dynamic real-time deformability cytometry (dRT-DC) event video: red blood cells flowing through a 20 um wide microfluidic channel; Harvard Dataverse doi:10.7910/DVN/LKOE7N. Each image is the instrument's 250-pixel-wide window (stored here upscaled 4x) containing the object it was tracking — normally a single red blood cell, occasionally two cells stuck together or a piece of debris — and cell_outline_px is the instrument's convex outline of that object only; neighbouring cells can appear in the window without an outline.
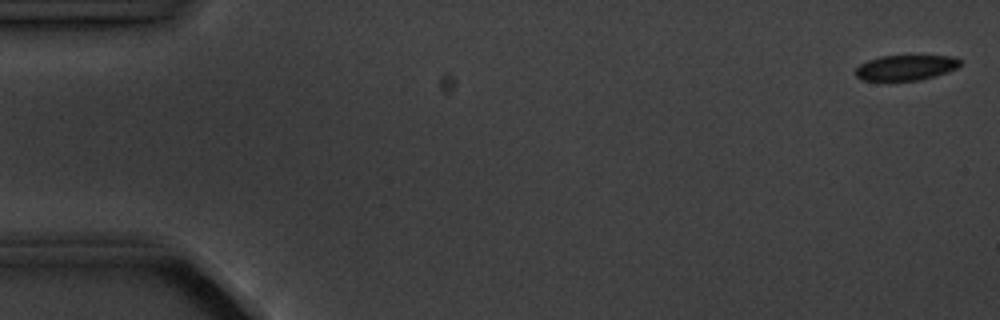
{"species": "common noctule bat (a hibernating species)", "species_latin": "Nyctalus noctula", "temperature_condition": "cold", "stored_images_in_passage": 9, "camera_frame_rate_fps": 3000, "um_per_image_px": 0.085, "animal": {"sex": "male", "body_mass_g": 20.1, "forearm_length_mm": 53.5}, "frame": {"image": 1, "passage_image": 1, "time_ms": 0.0, "image_size_px": [1000, 320], "cell_outline_px": [[960, 64], [956, 68], [920, 80], [888, 84], [860, 80], [856, 76], [856, 68], [860, 64], [868, 60], [880, 56], [948, 56], [960, 60]], "centroid_in_image_um": [76.85, 5.81], "position_along_channel_um": 8.2, "area_um2": 15.9}}